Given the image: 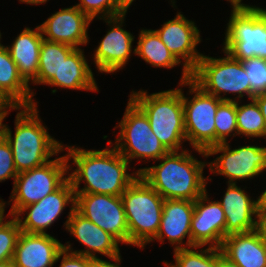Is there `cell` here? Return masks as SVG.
Returning a JSON list of instances; mask_svg holds the SVG:
<instances>
[{
	"label": "cell",
	"instance_id": "cell-29",
	"mask_svg": "<svg viewBox=\"0 0 266 267\" xmlns=\"http://www.w3.org/2000/svg\"><path fill=\"white\" fill-rule=\"evenodd\" d=\"M248 104L237 102V130L238 135L247 138H262L264 132V119L260 107L253 98Z\"/></svg>",
	"mask_w": 266,
	"mask_h": 267
},
{
	"label": "cell",
	"instance_id": "cell-20",
	"mask_svg": "<svg viewBox=\"0 0 266 267\" xmlns=\"http://www.w3.org/2000/svg\"><path fill=\"white\" fill-rule=\"evenodd\" d=\"M194 212V201L164 200L160 227L152 241L164 243L167 239L173 250L190 248L195 245L191 241V219ZM187 239L185 242L184 239ZM184 241V242H183Z\"/></svg>",
	"mask_w": 266,
	"mask_h": 267
},
{
	"label": "cell",
	"instance_id": "cell-31",
	"mask_svg": "<svg viewBox=\"0 0 266 267\" xmlns=\"http://www.w3.org/2000/svg\"><path fill=\"white\" fill-rule=\"evenodd\" d=\"M77 6L92 21L94 18H110L124 14L116 0H79Z\"/></svg>",
	"mask_w": 266,
	"mask_h": 267
},
{
	"label": "cell",
	"instance_id": "cell-28",
	"mask_svg": "<svg viewBox=\"0 0 266 267\" xmlns=\"http://www.w3.org/2000/svg\"><path fill=\"white\" fill-rule=\"evenodd\" d=\"M173 251L175 263L164 262L167 267H218L216 247L207 246L203 249V246H194Z\"/></svg>",
	"mask_w": 266,
	"mask_h": 267
},
{
	"label": "cell",
	"instance_id": "cell-40",
	"mask_svg": "<svg viewBox=\"0 0 266 267\" xmlns=\"http://www.w3.org/2000/svg\"><path fill=\"white\" fill-rule=\"evenodd\" d=\"M12 106L0 94V115H5Z\"/></svg>",
	"mask_w": 266,
	"mask_h": 267
},
{
	"label": "cell",
	"instance_id": "cell-26",
	"mask_svg": "<svg viewBox=\"0 0 266 267\" xmlns=\"http://www.w3.org/2000/svg\"><path fill=\"white\" fill-rule=\"evenodd\" d=\"M135 55H138L152 67L173 68L181 63L161 41L158 34L151 29H141L139 32Z\"/></svg>",
	"mask_w": 266,
	"mask_h": 267
},
{
	"label": "cell",
	"instance_id": "cell-32",
	"mask_svg": "<svg viewBox=\"0 0 266 267\" xmlns=\"http://www.w3.org/2000/svg\"><path fill=\"white\" fill-rule=\"evenodd\" d=\"M0 225V262L13 259L16 242L21 232L15 216Z\"/></svg>",
	"mask_w": 266,
	"mask_h": 267
},
{
	"label": "cell",
	"instance_id": "cell-33",
	"mask_svg": "<svg viewBox=\"0 0 266 267\" xmlns=\"http://www.w3.org/2000/svg\"><path fill=\"white\" fill-rule=\"evenodd\" d=\"M251 85V99L266 92V60L257 57L242 61Z\"/></svg>",
	"mask_w": 266,
	"mask_h": 267
},
{
	"label": "cell",
	"instance_id": "cell-45",
	"mask_svg": "<svg viewBox=\"0 0 266 267\" xmlns=\"http://www.w3.org/2000/svg\"><path fill=\"white\" fill-rule=\"evenodd\" d=\"M49 0H19L21 3L31 4V5H38L48 2Z\"/></svg>",
	"mask_w": 266,
	"mask_h": 267
},
{
	"label": "cell",
	"instance_id": "cell-23",
	"mask_svg": "<svg viewBox=\"0 0 266 267\" xmlns=\"http://www.w3.org/2000/svg\"><path fill=\"white\" fill-rule=\"evenodd\" d=\"M0 32V94L12 106H37L34 91L19 74L18 67L7 48L1 43ZM35 101V102H34Z\"/></svg>",
	"mask_w": 266,
	"mask_h": 267
},
{
	"label": "cell",
	"instance_id": "cell-6",
	"mask_svg": "<svg viewBox=\"0 0 266 267\" xmlns=\"http://www.w3.org/2000/svg\"><path fill=\"white\" fill-rule=\"evenodd\" d=\"M223 53L225 57L222 58L203 55L191 72V80L222 101L238 102L244 95L251 100V85L242 61L232 58L226 51ZM228 93L238 95L233 99L222 95Z\"/></svg>",
	"mask_w": 266,
	"mask_h": 267
},
{
	"label": "cell",
	"instance_id": "cell-36",
	"mask_svg": "<svg viewBox=\"0 0 266 267\" xmlns=\"http://www.w3.org/2000/svg\"><path fill=\"white\" fill-rule=\"evenodd\" d=\"M114 263H112L111 260H103L102 257H96V258H89V266L88 267H121V255L113 256L110 258Z\"/></svg>",
	"mask_w": 266,
	"mask_h": 267
},
{
	"label": "cell",
	"instance_id": "cell-17",
	"mask_svg": "<svg viewBox=\"0 0 266 267\" xmlns=\"http://www.w3.org/2000/svg\"><path fill=\"white\" fill-rule=\"evenodd\" d=\"M91 22L92 20L74 5L55 12L39 27L43 39L80 48L89 42L87 32Z\"/></svg>",
	"mask_w": 266,
	"mask_h": 267
},
{
	"label": "cell",
	"instance_id": "cell-14",
	"mask_svg": "<svg viewBox=\"0 0 266 267\" xmlns=\"http://www.w3.org/2000/svg\"><path fill=\"white\" fill-rule=\"evenodd\" d=\"M69 204L75 206L76 195L70 180L67 179L57 190L42 200L23 207L15 217L22 232L47 234L46 230L51 227ZM22 214L27 216H22Z\"/></svg>",
	"mask_w": 266,
	"mask_h": 267
},
{
	"label": "cell",
	"instance_id": "cell-4",
	"mask_svg": "<svg viewBox=\"0 0 266 267\" xmlns=\"http://www.w3.org/2000/svg\"><path fill=\"white\" fill-rule=\"evenodd\" d=\"M181 88L148 94L147 90H132L128 96L148 117L152 132L168 151L184 150L186 141Z\"/></svg>",
	"mask_w": 266,
	"mask_h": 267
},
{
	"label": "cell",
	"instance_id": "cell-16",
	"mask_svg": "<svg viewBox=\"0 0 266 267\" xmlns=\"http://www.w3.org/2000/svg\"><path fill=\"white\" fill-rule=\"evenodd\" d=\"M64 228L76 238L79 243L86 246L85 249L74 250L69 242L63 245L66 251L84 255L89 258H96L97 253L111 258L120 254L119 241L108 232L85 218L76 209L70 207L68 218L64 223Z\"/></svg>",
	"mask_w": 266,
	"mask_h": 267
},
{
	"label": "cell",
	"instance_id": "cell-27",
	"mask_svg": "<svg viewBox=\"0 0 266 267\" xmlns=\"http://www.w3.org/2000/svg\"><path fill=\"white\" fill-rule=\"evenodd\" d=\"M75 49L64 43L51 42L43 39L39 53L38 74L32 84L46 85L54 76H58L62 62Z\"/></svg>",
	"mask_w": 266,
	"mask_h": 267
},
{
	"label": "cell",
	"instance_id": "cell-42",
	"mask_svg": "<svg viewBox=\"0 0 266 267\" xmlns=\"http://www.w3.org/2000/svg\"><path fill=\"white\" fill-rule=\"evenodd\" d=\"M117 5L125 12L129 10L128 8L131 6V4L134 2V0H116Z\"/></svg>",
	"mask_w": 266,
	"mask_h": 267
},
{
	"label": "cell",
	"instance_id": "cell-44",
	"mask_svg": "<svg viewBox=\"0 0 266 267\" xmlns=\"http://www.w3.org/2000/svg\"><path fill=\"white\" fill-rule=\"evenodd\" d=\"M6 204L8 203L3 201V199H0V225L4 222V219L6 218V216H4Z\"/></svg>",
	"mask_w": 266,
	"mask_h": 267
},
{
	"label": "cell",
	"instance_id": "cell-13",
	"mask_svg": "<svg viewBox=\"0 0 266 267\" xmlns=\"http://www.w3.org/2000/svg\"><path fill=\"white\" fill-rule=\"evenodd\" d=\"M75 209L85 218L111 234L122 244H129V230L121 196L75 193Z\"/></svg>",
	"mask_w": 266,
	"mask_h": 267
},
{
	"label": "cell",
	"instance_id": "cell-3",
	"mask_svg": "<svg viewBox=\"0 0 266 267\" xmlns=\"http://www.w3.org/2000/svg\"><path fill=\"white\" fill-rule=\"evenodd\" d=\"M38 106L14 107L15 132L3 124V136L9 142L14 165L18 173L39 167L52 160L51 157L63 152L62 142L50 136L39 116Z\"/></svg>",
	"mask_w": 266,
	"mask_h": 267
},
{
	"label": "cell",
	"instance_id": "cell-34",
	"mask_svg": "<svg viewBox=\"0 0 266 267\" xmlns=\"http://www.w3.org/2000/svg\"><path fill=\"white\" fill-rule=\"evenodd\" d=\"M18 172L14 165L13 153L9 142L2 135L0 138V182L16 179Z\"/></svg>",
	"mask_w": 266,
	"mask_h": 267
},
{
	"label": "cell",
	"instance_id": "cell-24",
	"mask_svg": "<svg viewBox=\"0 0 266 267\" xmlns=\"http://www.w3.org/2000/svg\"><path fill=\"white\" fill-rule=\"evenodd\" d=\"M42 41L43 36L38 25L35 29L25 27L14 39L12 45L7 46L19 74L28 84L37 78Z\"/></svg>",
	"mask_w": 266,
	"mask_h": 267
},
{
	"label": "cell",
	"instance_id": "cell-9",
	"mask_svg": "<svg viewBox=\"0 0 266 267\" xmlns=\"http://www.w3.org/2000/svg\"><path fill=\"white\" fill-rule=\"evenodd\" d=\"M185 86H189V94H194L185 97L182 89L186 141L206 158V151L215 145V116L223 101L204 92L191 79L185 81Z\"/></svg>",
	"mask_w": 266,
	"mask_h": 267
},
{
	"label": "cell",
	"instance_id": "cell-30",
	"mask_svg": "<svg viewBox=\"0 0 266 267\" xmlns=\"http://www.w3.org/2000/svg\"><path fill=\"white\" fill-rule=\"evenodd\" d=\"M236 110L235 101H223L218 106L215 116V145L227 143L228 137L238 135Z\"/></svg>",
	"mask_w": 266,
	"mask_h": 267
},
{
	"label": "cell",
	"instance_id": "cell-46",
	"mask_svg": "<svg viewBox=\"0 0 266 267\" xmlns=\"http://www.w3.org/2000/svg\"><path fill=\"white\" fill-rule=\"evenodd\" d=\"M11 110H14V107H12L5 115H0V138L3 135V121L6 119Z\"/></svg>",
	"mask_w": 266,
	"mask_h": 267
},
{
	"label": "cell",
	"instance_id": "cell-21",
	"mask_svg": "<svg viewBox=\"0 0 266 267\" xmlns=\"http://www.w3.org/2000/svg\"><path fill=\"white\" fill-rule=\"evenodd\" d=\"M63 245L47 234L20 232L13 261L16 267H53L59 259Z\"/></svg>",
	"mask_w": 266,
	"mask_h": 267
},
{
	"label": "cell",
	"instance_id": "cell-8",
	"mask_svg": "<svg viewBox=\"0 0 266 267\" xmlns=\"http://www.w3.org/2000/svg\"><path fill=\"white\" fill-rule=\"evenodd\" d=\"M120 128L113 147L130 163L132 159L158 161L169 151L152 132L148 117L129 98L123 118L114 129Z\"/></svg>",
	"mask_w": 266,
	"mask_h": 267
},
{
	"label": "cell",
	"instance_id": "cell-5",
	"mask_svg": "<svg viewBox=\"0 0 266 267\" xmlns=\"http://www.w3.org/2000/svg\"><path fill=\"white\" fill-rule=\"evenodd\" d=\"M129 245L145 248L158 233L164 199L139 174L122 193Z\"/></svg>",
	"mask_w": 266,
	"mask_h": 267
},
{
	"label": "cell",
	"instance_id": "cell-2",
	"mask_svg": "<svg viewBox=\"0 0 266 267\" xmlns=\"http://www.w3.org/2000/svg\"><path fill=\"white\" fill-rule=\"evenodd\" d=\"M157 162L136 171L164 200L195 201L207 191V180H212L203 176L207 162L198 160L187 149L169 151Z\"/></svg>",
	"mask_w": 266,
	"mask_h": 267
},
{
	"label": "cell",
	"instance_id": "cell-35",
	"mask_svg": "<svg viewBox=\"0 0 266 267\" xmlns=\"http://www.w3.org/2000/svg\"><path fill=\"white\" fill-rule=\"evenodd\" d=\"M62 258V259H61ZM59 259H61L59 267H88L89 257L84 255L75 254L63 249L59 253Z\"/></svg>",
	"mask_w": 266,
	"mask_h": 267
},
{
	"label": "cell",
	"instance_id": "cell-22",
	"mask_svg": "<svg viewBox=\"0 0 266 267\" xmlns=\"http://www.w3.org/2000/svg\"><path fill=\"white\" fill-rule=\"evenodd\" d=\"M220 250L238 267H266V241L258 230L226 236Z\"/></svg>",
	"mask_w": 266,
	"mask_h": 267
},
{
	"label": "cell",
	"instance_id": "cell-37",
	"mask_svg": "<svg viewBox=\"0 0 266 267\" xmlns=\"http://www.w3.org/2000/svg\"><path fill=\"white\" fill-rule=\"evenodd\" d=\"M254 99L256 100L257 104L259 105L261 113L263 115L264 132H263L262 138H265V141H266V92L256 94L254 96Z\"/></svg>",
	"mask_w": 266,
	"mask_h": 267
},
{
	"label": "cell",
	"instance_id": "cell-25",
	"mask_svg": "<svg viewBox=\"0 0 266 267\" xmlns=\"http://www.w3.org/2000/svg\"><path fill=\"white\" fill-rule=\"evenodd\" d=\"M46 85L62 89L99 92L94 73L81 48H76L62 62L58 76H54Z\"/></svg>",
	"mask_w": 266,
	"mask_h": 267
},
{
	"label": "cell",
	"instance_id": "cell-38",
	"mask_svg": "<svg viewBox=\"0 0 266 267\" xmlns=\"http://www.w3.org/2000/svg\"><path fill=\"white\" fill-rule=\"evenodd\" d=\"M257 230L260 232L261 236L266 241V209H259L258 211Z\"/></svg>",
	"mask_w": 266,
	"mask_h": 267
},
{
	"label": "cell",
	"instance_id": "cell-18",
	"mask_svg": "<svg viewBox=\"0 0 266 267\" xmlns=\"http://www.w3.org/2000/svg\"><path fill=\"white\" fill-rule=\"evenodd\" d=\"M225 214L217 201H210L206 191L194 201L191 241L195 246L220 248L225 239Z\"/></svg>",
	"mask_w": 266,
	"mask_h": 267
},
{
	"label": "cell",
	"instance_id": "cell-15",
	"mask_svg": "<svg viewBox=\"0 0 266 267\" xmlns=\"http://www.w3.org/2000/svg\"><path fill=\"white\" fill-rule=\"evenodd\" d=\"M125 17L126 13L100 19L104 20L110 28L99 42L92 57L98 72L107 74L117 72L128 64L131 54H135V48L132 49L135 37L122 28Z\"/></svg>",
	"mask_w": 266,
	"mask_h": 267
},
{
	"label": "cell",
	"instance_id": "cell-48",
	"mask_svg": "<svg viewBox=\"0 0 266 267\" xmlns=\"http://www.w3.org/2000/svg\"><path fill=\"white\" fill-rule=\"evenodd\" d=\"M171 2H172V3H171L172 6L174 7V6H175V3H176L175 0H171Z\"/></svg>",
	"mask_w": 266,
	"mask_h": 267
},
{
	"label": "cell",
	"instance_id": "cell-12",
	"mask_svg": "<svg viewBox=\"0 0 266 267\" xmlns=\"http://www.w3.org/2000/svg\"><path fill=\"white\" fill-rule=\"evenodd\" d=\"M195 24L181 12H177L174 19L166 21L160 29L154 30L169 51L181 65L183 64L180 83L191 79V72L203 56L196 49L201 42V36Z\"/></svg>",
	"mask_w": 266,
	"mask_h": 267
},
{
	"label": "cell",
	"instance_id": "cell-43",
	"mask_svg": "<svg viewBox=\"0 0 266 267\" xmlns=\"http://www.w3.org/2000/svg\"><path fill=\"white\" fill-rule=\"evenodd\" d=\"M258 207L259 209H266V189L258 196Z\"/></svg>",
	"mask_w": 266,
	"mask_h": 267
},
{
	"label": "cell",
	"instance_id": "cell-39",
	"mask_svg": "<svg viewBox=\"0 0 266 267\" xmlns=\"http://www.w3.org/2000/svg\"><path fill=\"white\" fill-rule=\"evenodd\" d=\"M218 267H238L234 262L225 257L218 248Z\"/></svg>",
	"mask_w": 266,
	"mask_h": 267
},
{
	"label": "cell",
	"instance_id": "cell-47",
	"mask_svg": "<svg viewBox=\"0 0 266 267\" xmlns=\"http://www.w3.org/2000/svg\"><path fill=\"white\" fill-rule=\"evenodd\" d=\"M0 267H16V266L14 264L13 259H10L7 261L0 262Z\"/></svg>",
	"mask_w": 266,
	"mask_h": 267
},
{
	"label": "cell",
	"instance_id": "cell-7",
	"mask_svg": "<svg viewBox=\"0 0 266 267\" xmlns=\"http://www.w3.org/2000/svg\"><path fill=\"white\" fill-rule=\"evenodd\" d=\"M223 46L222 51L239 61L266 60V8H232Z\"/></svg>",
	"mask_w": 266,
	"mask_h": 267
},
{
	"label": "cell",
	"instance_id": "cell-10",
	"mask_svg": "<svg viewBox=\"0 0 266 267\" xmlns=\"http://www.w3.org/2000/svg\"><path fill=\"white\" fill-rule=\"evenodd\" d=\"M68 161L59 156L42 166L18 173L8 205V216H15L23 207L34 204L57 190L68 179ZM66 174V175H65Z\"/></svg>",
	"mask_w": 266,
	"mask_h": 267
},
{
	"label": "cell",
	"instance_id": "cell-41",
	"mask_svg": "<svg viewBox=\"0 0 266 267\" xmlns=\"http://www.w3.org/2000/svg\"><path fill=\"white\" fill-rule=\"evenodd\" d=\"M231 3L232 8H253L255 5H247L242 3V0H226Z\"/></svg>",
	"mask_w": 266,
	"mask_h": 267
},
{
	"label": "cell",
	"instance_id": "cell-11",
	"mask_svg": "<svg viewBox=\"0 0 266 267\" xmlns=\"http://www.w3.org/2000/svg\"><path fill=\"white\" fill-rule=\"evenodd\" d=\"M213 161L207 162L213 175L228 178L227 183H237L239 180H250L266 171V146L245 145L230 148L229 142L210 147L206 151L207 158L218 155Z\"/></svg>",
	"mask_w": 266,
	"mask_h": 267
},
{
	"label": "cell",
	"instance_id": "cell-19",
	"mask_svg": "<svg viewBox=\"0 0 266 267\" xmlns=\"http://www.w3.org/2000/svg\"><path fill=\"white\" fill-rule=\"evenodd\" d=\"M223 199L218 201L225 214V237L231 234L257 230L258 199H251L245 189L235 183H227Z\"/></svg>",
	"mask_w": 266,
	"mask_h": 267
},
{
	"label": "cell",
	"instance_id": "cell-1",
	"mask_svg": "<svg viewBox=\"0 0 266 267\" xmlns=\"http://www.w3.org/2000/svg\"><path fill=\"white\" fill-rule=\"evenodd\" d=\"M102 150L63 145L62 150L68 161V179L75 193L106 194L121 196L129 185L139 176L137 171L128 173L129 162L111 145ZM73 159V160H72ZM72 160L73 166L69 163ZM72 166V167H71ZM81 182L85 186L80 188Z\"/></svg>",
	"mask_w": 266,
	"mask_h": 267
}]
</instances>
